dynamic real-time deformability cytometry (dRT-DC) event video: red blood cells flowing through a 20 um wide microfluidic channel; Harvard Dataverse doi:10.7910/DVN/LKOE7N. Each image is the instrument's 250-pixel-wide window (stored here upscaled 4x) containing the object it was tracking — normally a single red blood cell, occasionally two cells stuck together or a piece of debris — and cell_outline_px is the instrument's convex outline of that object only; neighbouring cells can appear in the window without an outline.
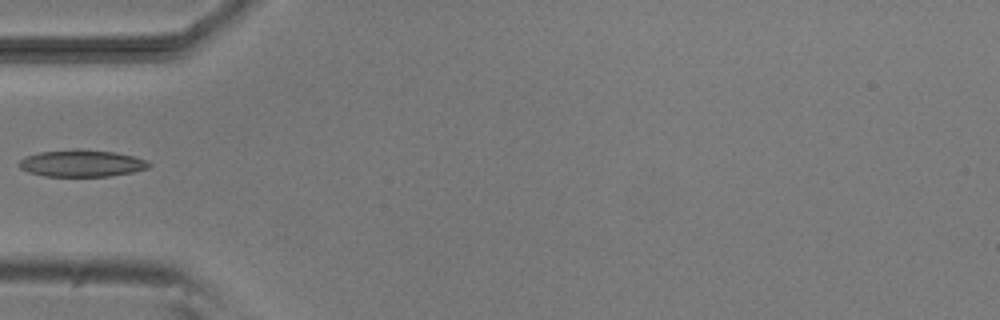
{"species": "common noctule bat (a hibernating species)", "species_latin": "Nyctalus noctula", "temperature_condition": "room temperature", "stored_images_in_passage": 3, "camera_frame_rate_fps": 3000, "um_per_image_px": 0.085, "animal": {"sex": "male", "body_mass_g": 20.5, "forearm_length_mm": 52.5}, "frame": {"image": 1, "passage_image": 3, "time_ms": 2.333, "image_size_px": [1000, 320], "cell_outline_px": [[152, 164], [148, 168], [132, 172], [108, 176], [44, 176], [28, 172], [20, 168], [20, 160], [24, 156], [40, 152], [76, 148], [80, 148], [116, 152], [132, 156], [144, 160]], "centroid_in_image_um": [6.92, 13.87], "position_along_channel_um": 78.1, "area_um2": 20.4}}